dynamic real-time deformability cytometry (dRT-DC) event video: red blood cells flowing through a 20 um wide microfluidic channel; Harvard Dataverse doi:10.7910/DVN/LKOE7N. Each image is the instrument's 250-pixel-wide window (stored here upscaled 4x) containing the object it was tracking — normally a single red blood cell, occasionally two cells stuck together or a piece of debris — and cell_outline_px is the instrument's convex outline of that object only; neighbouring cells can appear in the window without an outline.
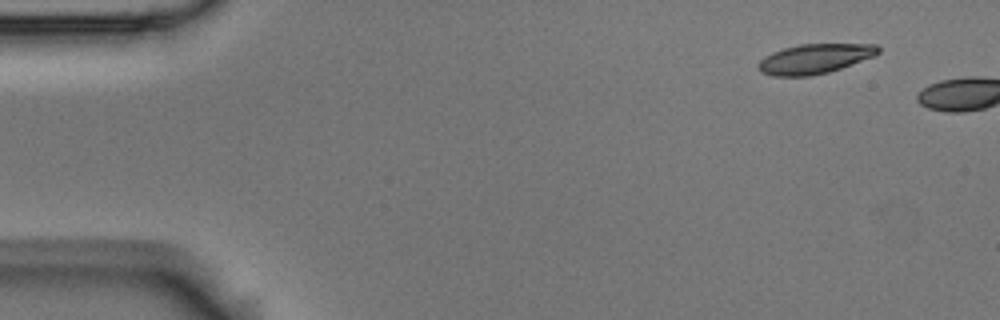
{"species": "Egyptian fruit bat (a non-hibernating species)", "species_latin": "Rousettus aegyptiacus", "temperature_condition": "room temperature", "stored_images_in_passage": 3, "segment_of_instrument_passage": [2, 2], "camera_frame_rate_fps": 3000, "um_per_image_px": 0.085, "animal": {"sex": "male"}, "frame": {"image": 1, "passage_image": 3, "time_ms": 0.667, "image_size_px": [1000, 320], "cell_outline_px": [[880, 52], [876, 56], [828, 72], [808, 76], [772, 76], [760, 72], [756, 64], [764, 56], [772, 52], [784, 48], [800, 44], [876, 44], [880, 48]], "centroid_in_image_um": [69.24, 4.99], "position_along_channel_um": 15.8, "area_um2": 20.87}}